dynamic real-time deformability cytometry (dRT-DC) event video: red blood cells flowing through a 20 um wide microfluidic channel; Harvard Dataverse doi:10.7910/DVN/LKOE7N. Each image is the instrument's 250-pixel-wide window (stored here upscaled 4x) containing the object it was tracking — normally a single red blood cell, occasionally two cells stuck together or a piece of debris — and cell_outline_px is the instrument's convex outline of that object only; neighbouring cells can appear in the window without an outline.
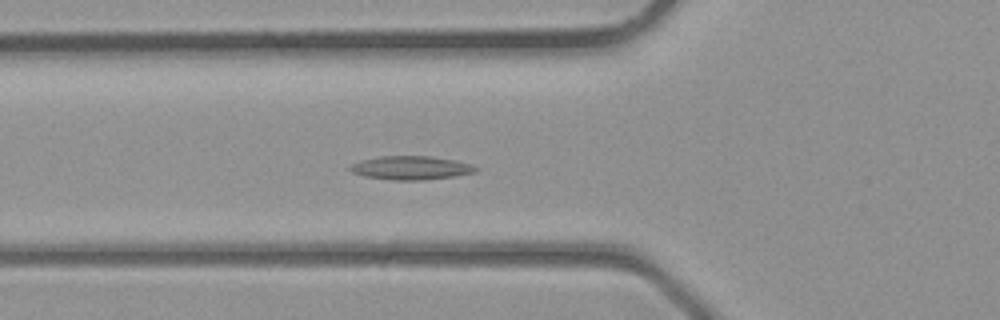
{"species": "common noctule bat (a hibernating species)", "species_latin": "Nyctalus noctula", "temperature_condition": "room temperature", "stored_images_in_passage": 40, "camera_frame_rate_fps": 3000, "um_per_image_px": 0.085, "animal": {"sex": "male", "body_mass_g": 23.1, "forearm_length_mm": 52.7}, "frame": {"image": 1, "passage_image": 14, "time_ms": 4.333, "image_size_px": [1000, 320], "cell_outline_px": [[480, 168], [476, 172], [456, 176], [424, 180], [392, 180], [364, 176], [352, 172], [348, 168], [352, 164], [360, 160], [380, 156], [432, 156], [456, 160], [472, 164]], "centroid_in_image_um": [34.97, 14.26], "position_along_channel_um": 90.8, "area_um2": 17.51}}
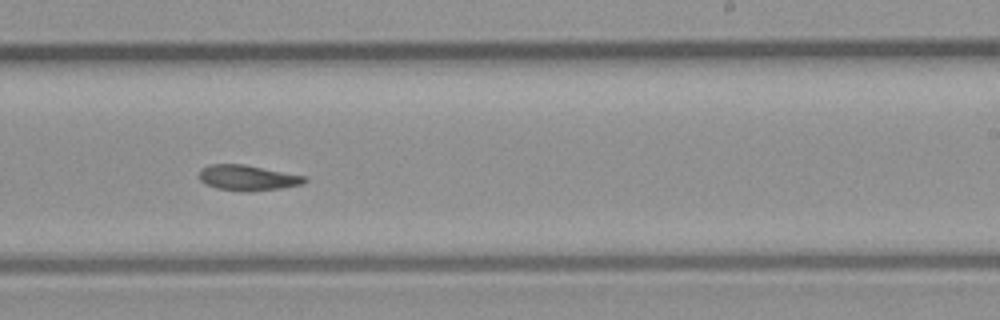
{"frame": {"image": 2, "passage_image": 24, "time_ms": 7.667, "image_size_px": [1000, 320], "cell_outline_px": [[308, 180], [304, 184], [280, 188], [248, 192], [244, 192], [216, 188], [204, 184], [200, 180], [200, 168], [212, 164], [244, 164], [308, 176]], "centroid_in_image_um": [21.08, 15.11], "position_along_channel_um": 267.9, "area_um2": 15.9}}
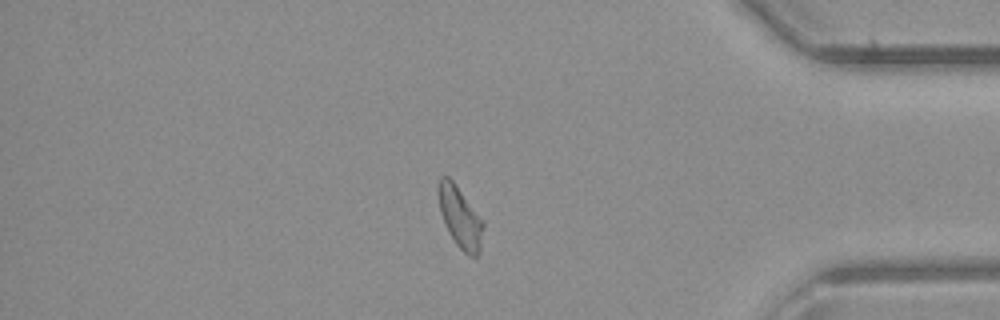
{"frame": {"image": 3, "passage_image": 33, "time_ms": 10.667, "image_size_px": [1000, 320], "cell_outline_px": [[484, 224], [480, 252], [476, 256], [468, 256], [456, 244], [448, 232], [440, 212], [436, 188], [440, 176], [448, 176], [452, 180]], "centroid_in_image_um": [39.06, 18.47], "position_along_channel_um": 396.1, "area_um2": 15.78}}